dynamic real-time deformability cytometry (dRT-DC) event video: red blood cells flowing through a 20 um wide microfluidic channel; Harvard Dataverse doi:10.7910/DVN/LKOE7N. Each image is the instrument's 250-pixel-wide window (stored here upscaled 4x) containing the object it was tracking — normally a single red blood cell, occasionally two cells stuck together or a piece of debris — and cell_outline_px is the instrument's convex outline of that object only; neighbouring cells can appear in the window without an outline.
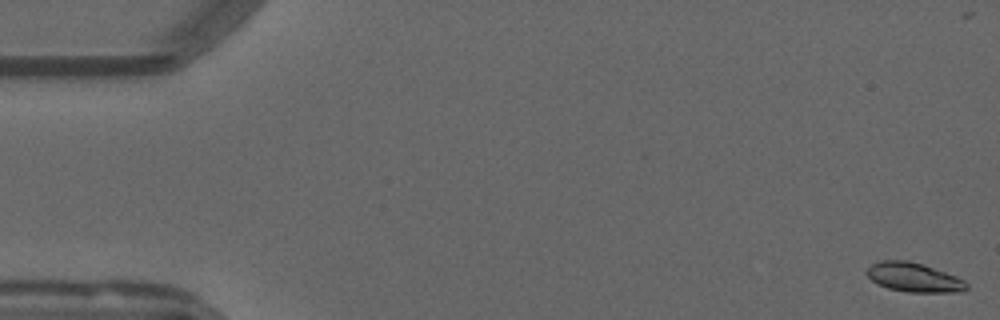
{"species": "common noctule bat (a hibernating species)", "species_latin": "Nyctalus noctula", "temperature_condition": "warm", "stored_images_in_passage": 55, "camera_frame_rate_fps": 3000, "um_per_image_px": 0.085, "animal": {"sex": "male", "forearm_length_mm": 52.5}, "frame": {"image": 1, "passage_image": 1, "time_ms": 0.0, "image_size_px": [1000, 320], "cell_outline_px": [[968, 288], [964, 292], [908, 292], [888, 288], [876, 284], [864, 272], [872, 264], [880, 260], [908, 260], [924, 264], [956, 276], [964, 280], [968, 284]], "centroid_in_image_um": [77.68, 23.57], "position_along_channel_um": 7.3, "area_um2": 17.17}}
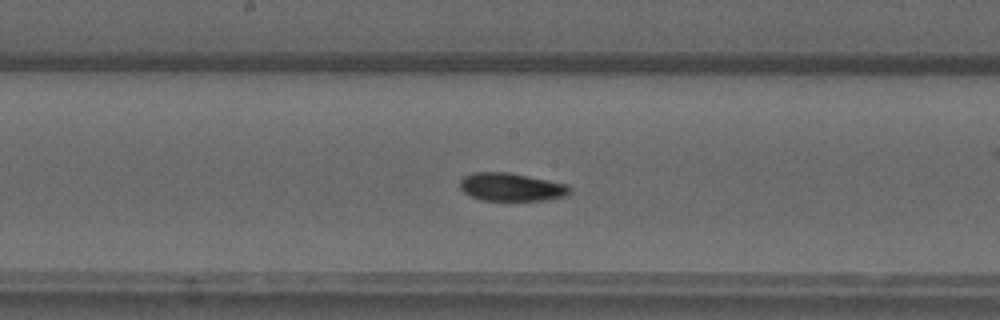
{"frame": {"image": 2, "passage_image": 28, "time_ms": 9.0, "image_size_px": [1000, 320], "cell_outline_px": [[572, 192], [568, 196], [544, 200], [480, 200], [464, 192], [460, 188], [460, 180], [464, 176], [472, 172], [508, 172], [568, 184], [572, 188]], "centroid_in_image_um": [43.5, 15.89], "position_along_channel_um": 204.7, "area_um2": 18.09}}
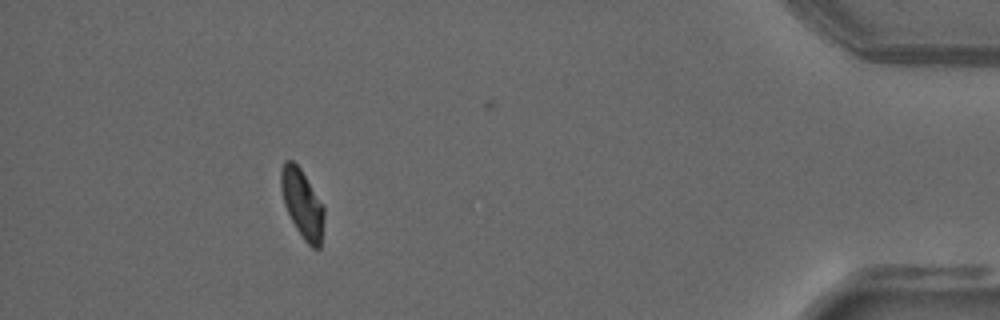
{"frame": {"image": 3, "passage_image": 49, "time_ms": 16.0, "image_size_px": [1000, 320], "cell_outline_px": [[324, 216], [320, 248], [312, 248], [304, 240], [296, 228], [284, 204], [280, 184], [280, 172], [284, 160], [292, 160], [300, 168], [324, 204]], "centroid_in_image_um": [25.7, 17.29], "position_along_channel_um": 409.5, "area_um2": 17.22}, "authors_computed_cell_mechanics": {"area_um2": 17.5134, "velocity_mm_per_s": 3.7904, "shape_relaxation_time_tau1_ms": 10.1649, "shape_relaxation_time_tau2_ms": 2.9925, "deformation_change_tau1": 0.2362, "deformation_change_tau2": 0.0704}}